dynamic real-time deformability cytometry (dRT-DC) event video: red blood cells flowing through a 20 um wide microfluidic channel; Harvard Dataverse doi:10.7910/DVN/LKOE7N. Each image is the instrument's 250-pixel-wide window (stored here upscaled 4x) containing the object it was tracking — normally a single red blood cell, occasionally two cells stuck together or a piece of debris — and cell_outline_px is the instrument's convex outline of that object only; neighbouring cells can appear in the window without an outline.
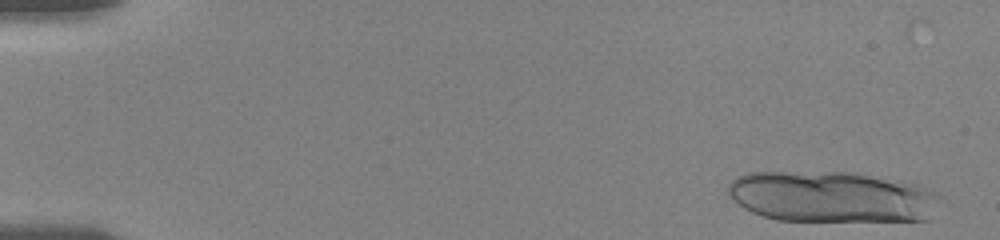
{"species": "human", "species_latin": "Homo sapiens", "temperature_condition": "room temperature", "stored_images_in_passage": 18, "camera_frame_rate_fps": 3000, "um_per_image_px": 0.085, "donor": {"sex": "female"}, "frame": {"image": 1, "passage_image": 2, "time_ms": 0.667, "image_size_px": [1000, 240], "cell_outline_px": [[940, 196], [928, 220], [776, 220], [752, 212], [744, 208], [732, 200], [728, 196], [728, 184], [736, 176], [748, 172], [856, 172], [916, 184], [940, 192]], "centroid_in_image_um": [70.67, 16.71], "position_along_channel_um": 14.3, "area_um2": 63.18}}